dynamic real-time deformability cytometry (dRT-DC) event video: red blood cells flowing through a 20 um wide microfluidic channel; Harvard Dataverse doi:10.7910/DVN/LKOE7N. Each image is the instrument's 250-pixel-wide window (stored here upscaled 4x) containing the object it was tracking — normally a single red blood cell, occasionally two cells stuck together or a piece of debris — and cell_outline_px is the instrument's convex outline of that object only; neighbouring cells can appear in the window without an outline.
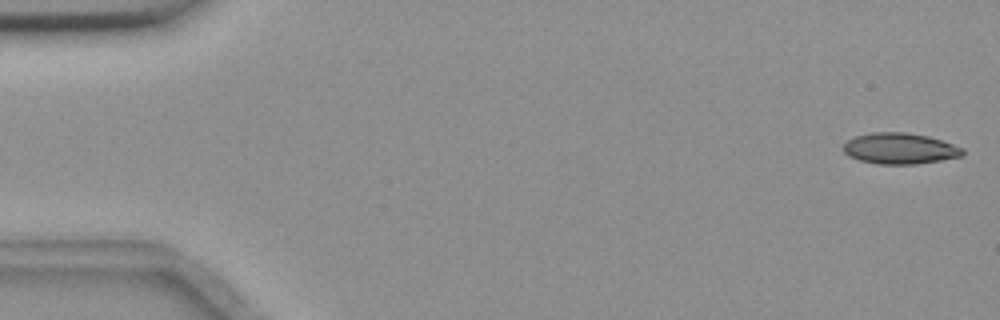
{"species": "common noctule bat (a hibernating species)", "species_latin": "Nyctalus noctula", "temperature_condition": "room temperature", "stored_images_in_passage": 55, "camera_frame_rate_fps": 3000, "um_per_image_px": 0.085, "animal": {"sex": "female", "body_mass_g": 18.4}, "frame": {"image": 1, "passage_image": 1, "time_ms": 0.0, "image_size_px": [1000, 320], "cell_outline_px": [[964, 156], [916, 164], [880, 164], [860, 160], [848, 156], [844, 152], [844, 144], [848, 140], [856, 136], [872, 132], [904, 132], [928, 136], [964, 148]], "centroid_in_image_um": [76.5, 12.62], "position_along_channel_um": 8.5, "area_um2": 21.44}}
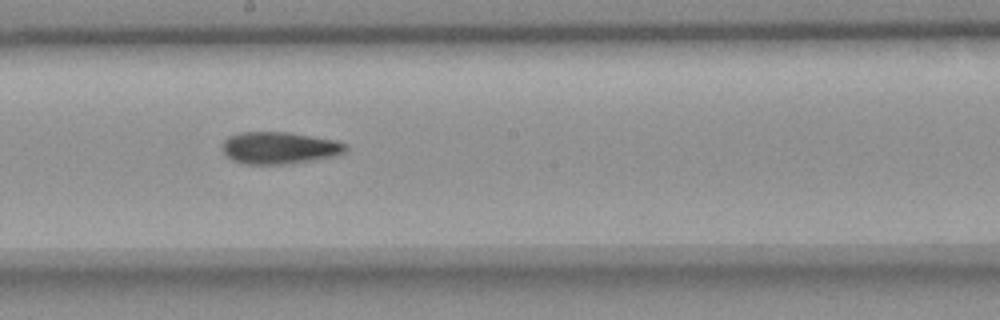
{"frame": {"image": 2, "passage_image": 30, "time_ms": 9.667, "image_size_px": [1000, 320], "cell_outline_px": [[348, 148], [344, 152], [336, 156], [288, 164], [244, 164], [232, 160], [224, 152], [224, 140], [228, 136], [240, 132], [288, 132], [336, 140], [348, 144]], "centroid_in_image_um": [23.78, 12.57], "position_along_channel_um": 224.4, "area_um2": 23.06}}
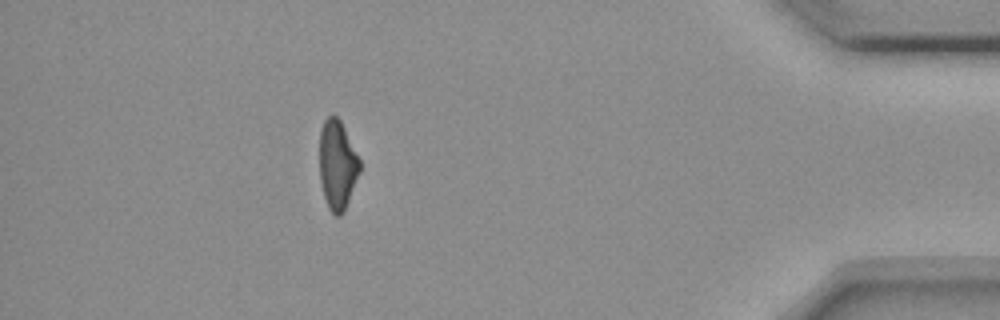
{"frame": {"image": 3, "passage_image": 49, "time_ms": 16.0, "image_size_px": [1000, 320], "cell_outline_px": [[360, 172], [344, 212], [340, 216], [336, 216], [328, 208], [324, 196], [320, 180], [320, 132], [324, 120], [332, 112], [340, 120], [360, 160]], "centroid_in_image_um": [28.67, 14.02], "position_along_channel_um": 406.5, "area_um2": 20.87}}